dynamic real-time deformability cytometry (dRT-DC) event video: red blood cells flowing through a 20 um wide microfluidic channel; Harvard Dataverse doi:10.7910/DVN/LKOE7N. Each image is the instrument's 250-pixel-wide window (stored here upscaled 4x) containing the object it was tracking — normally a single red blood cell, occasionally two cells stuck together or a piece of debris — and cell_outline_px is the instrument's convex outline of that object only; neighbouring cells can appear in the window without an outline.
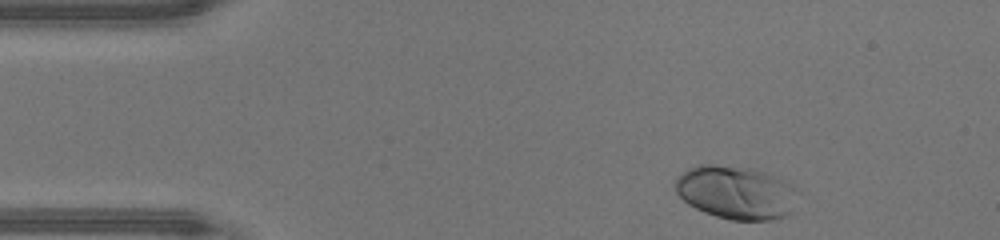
{"species": "human", "species_latin": "Homo sapiens", "temperature_condition": "warm", "stored_images_in_passage": 34, "camera_frame_rate_fps": 3000, "um_per_image_px": 0.085, "donor": {"sex": "male"}, "frame": {"image": 1, "passage_image": 1, "time_ms": 0.0, "image_size_px": [1000, 240], "cell_outline_px": [[800, 188], [788, 216], [772, 220], [732, 220], [716, 216], [704, 212], [688, 204], [676, 192], [672, 184], [688, 168], [696, 164], [712, 164], [752, 168], [764, 172], [784, 180]], "centroid_in_image_um": [62.57, 16.35], "position_along_channel_um": 22.4, "area_um2": 38.38}}
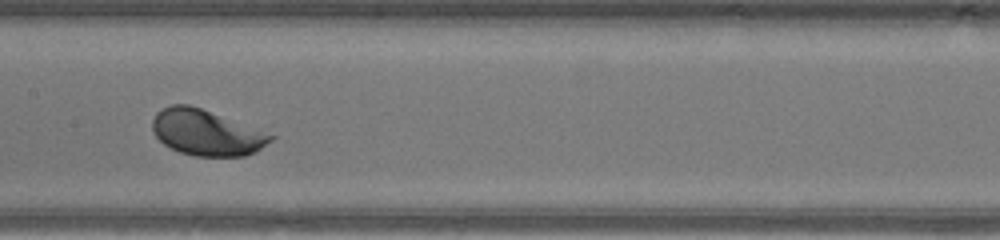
{"frame": {"image": 2, "passage_image": 18, "time_ms": 5.667, "image_size_px": [1000, 240], "cell_outline_px": [[276, 136], [272, 140], [256, 152], [244, 156], [196, 156], [180, 152], [164, 144], [156, 136], [152, 128], [152, 120], [156, 112], [172, 104], [188, 104], [200, 108]], "centroid_in_image_um": [17.52, 11.28], "position_along_channel_um": 189.9, "area_um2": 31.1}}
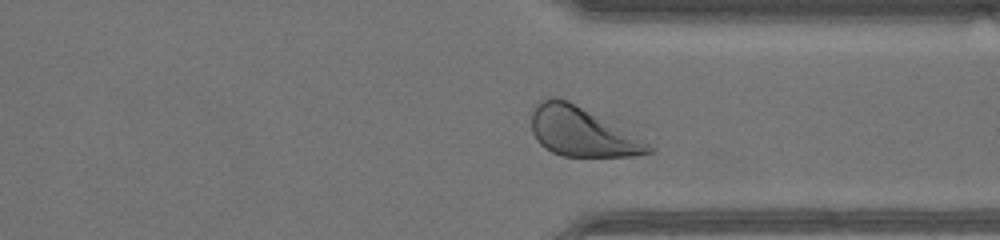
{"frame": {"image": 3, "passage_image": 30, "time_ms": 9.667, "image_size_px": [1000, 240], "cell_outline_px": [[656, 148], [652, 152], [632, 156], [560, 156], [544, 148], [536, 140], [532, 132], [532, 112], [536, 104], [540, 100], [552, 96], [556, 96], [568, 100]], "centroid_in_image_um": [49.37, 11.21], "position_along_channel_um": 362.0, "area_um2": 32.89}, "authors_computed_cell_mechanics": {"area_um2": 32.7726, "velocity_mm_per_s": 4.3294, "shape_relaxation_time_tau1_ms": 0.9457, "shape_relaxation_time_tau2_ms": null, "deformation_change_tau1": 0.1146, "deformation_change_tau2": null}}